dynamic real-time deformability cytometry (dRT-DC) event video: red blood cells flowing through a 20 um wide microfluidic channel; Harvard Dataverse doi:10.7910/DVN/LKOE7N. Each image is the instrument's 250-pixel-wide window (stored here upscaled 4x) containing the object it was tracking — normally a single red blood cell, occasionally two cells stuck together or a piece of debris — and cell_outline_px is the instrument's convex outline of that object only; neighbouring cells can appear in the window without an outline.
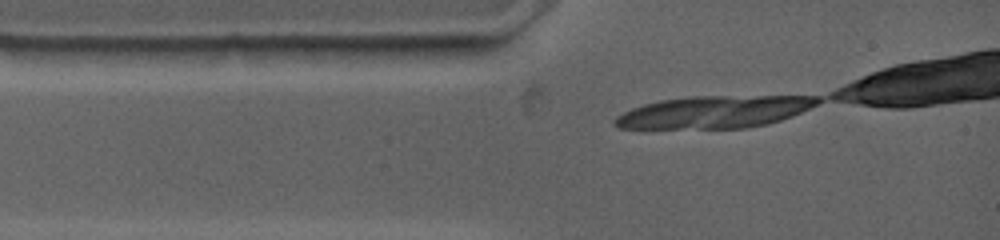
{"species": "common noctule bat (a hibernating species)", "species_latin": "Nyctalus noctula", "temperature_condition": "warm", "stored_images_in_passage": 2, "camera_frame_rate_fps": 4500, "um_per_image_px": 0.085, "animal": {"sex": "female", "body_mass_g": 19.0, "forearm_length_mm": 53.3}, "frame": {"image": 1, "passage_image": 1, "time_ms": 0.0, "image_size_px": [1000, 240], "cell_outline_px": [[432, 48], [424, 56], [312, 64], [268, 48], [300, 44], [424, 44]], "centroid_in_image_um": [29.86, 4.42], "position_along_channel_um": 55.1, "area_um2": 16.65}}